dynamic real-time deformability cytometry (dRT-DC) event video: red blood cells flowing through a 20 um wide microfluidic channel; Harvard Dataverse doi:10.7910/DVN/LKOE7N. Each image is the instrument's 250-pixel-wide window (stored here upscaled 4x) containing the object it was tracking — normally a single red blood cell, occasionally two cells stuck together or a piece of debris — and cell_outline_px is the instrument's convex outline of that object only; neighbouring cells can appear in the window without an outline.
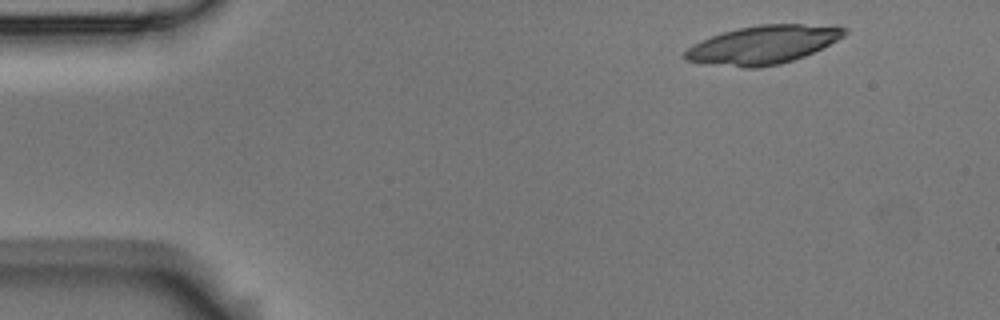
{"species": "Egyptian fruit bat (a non-hibernating species)", "species_latin": "Rousettus aegyptiacus", "temperature_condition": "room temperature", "stored_images_in_passage": 5, "segment_of_instrument_passage": [2, 2], "camera_frame_rate_fps": 3000, "um_per_image_px": 0.085, "animal": {"sex": "male"}, "frame": {"image": 1, "passage_image": 5, "time_ms": 1.333, "image_size_px": [1000, 320], "cell_outline_px": [[848, 32], [844, 36], [804, 56], [780, 64], [756, 68], [744, 68], [704, 64], [684, 60], [684, 52], [692, 44], [700, 40], [724, 32], [740, 28], [760, 24], [836, 24], [848, 28]], "centroid_in_image_um": [64.87, 3.8], "position_along_channel_um": 20.1, "area_um2": 35.95}}